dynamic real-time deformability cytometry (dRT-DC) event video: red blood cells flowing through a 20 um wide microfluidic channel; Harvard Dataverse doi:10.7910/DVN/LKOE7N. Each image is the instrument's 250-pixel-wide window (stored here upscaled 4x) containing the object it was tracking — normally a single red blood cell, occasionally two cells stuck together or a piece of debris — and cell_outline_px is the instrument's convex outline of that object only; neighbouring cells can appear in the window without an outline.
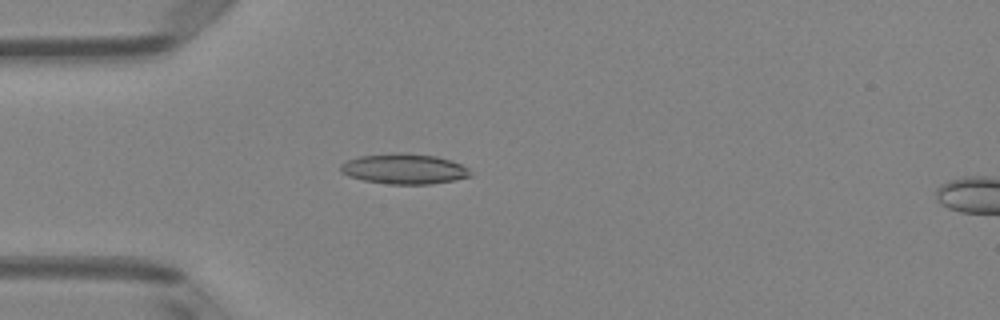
{"species": "Egyptian fruit bat (a non-hibernating species)", "species_latin": "Rousettus aegyptiacus", "temperature_condition": "room temperature", "stored_images_in_passage": 49, "camera_frame_rate_fps": 3000, "um_per_image_px": 0.085, "animal": {"sex": "female"}, "frame": {"image": 1, "passage_image": 13, "time_ms": 4.0, "image_size_px": [1000, 320], "cell_outline_px": [[472, 176], [432, 184], [388, 184], [364, 180], [348, 176], [340, 172], [340, 164], [348, 160], [360, 156], [400, 152], [436, 156], [452, 160], [468, 168], [472, 172]], "centroid_in_image_um": [34.36, 14.35], "position_along_channel_um": 50.6, "area_um2": 22.95}}
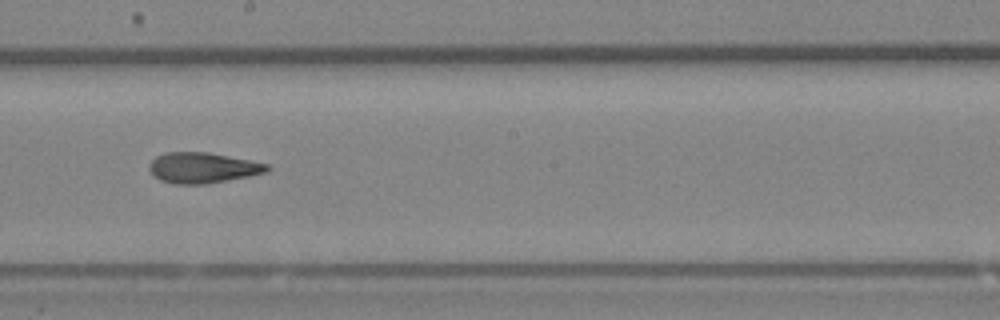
{"frame": {"image": 2, "passage_image": 27, "time_ms": 8.667, "image_size_px": [1000, 320], "cell_outline_px": [[272, 168], [268, 172], [228, 180], [204, 184], [172, 184], [160, 180], [148, 168], [148, 164], [156, 156], [164, 152], [208, 152], [268, 164]], "centroid_in_image_um": [17.22, 14.26], "position_along_channel_um": 231.0, "area_um2": 20.98}}
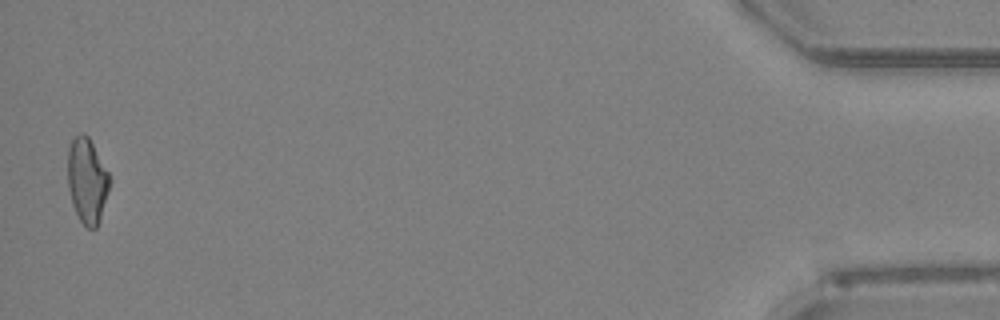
{"frame": {"image": 3, "passage_image": 48, "time_ms": 15.667, "image_size_px": [1000, 320], "cell_outline_px": [[108, 188], [100, 220], [96, 228], [88, 228], [80, 220], [72, 204], [68, 188], [68, 148], [72, 140], [80, 132], [84, 132], [88, 136], [108, 172]], "centroid_in_image_um": [7.37, 15.34], "position_along_channel_um": 427.8, "area_um2": 20.35}, "authors_computed_cell_mechanics": {"area_um2": 21.1548, "velocity_mm_per_s": 4.1106, "shape_relaxation_time_tau1_ms": null, "shape_relaxation_time_tau2_ms": 2.9822, "deformation_change_tau1": null, "deformation_change_tau2": 0.1149}}